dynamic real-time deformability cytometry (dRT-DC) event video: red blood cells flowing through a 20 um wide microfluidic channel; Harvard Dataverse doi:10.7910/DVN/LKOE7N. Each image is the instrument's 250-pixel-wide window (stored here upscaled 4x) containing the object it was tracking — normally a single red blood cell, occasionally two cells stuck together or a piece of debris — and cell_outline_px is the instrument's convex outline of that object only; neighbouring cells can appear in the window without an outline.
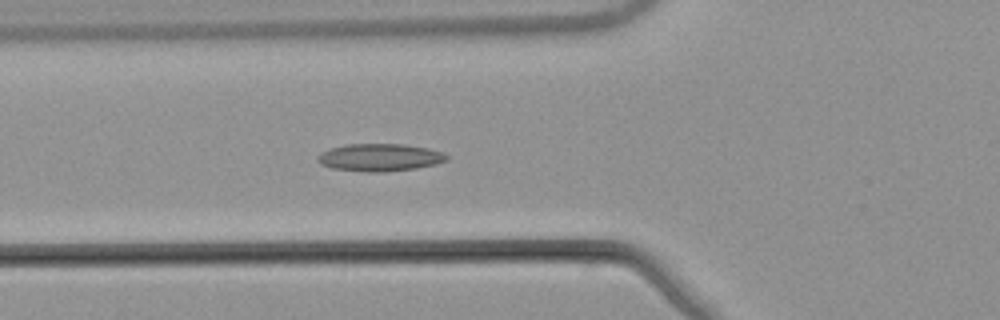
{"species": "common noctule bat (a hibernating species)", "species_latin": "Nyctalus noctula", "temperature_condition": "warm", "stored_images_in_passage": 38, "camera_frame_rate_fps": 3000, "um_per_image_px": 0.085, "animal": {"sex": "male", "body_mass_g": 21.5, "forearm_length_mm": 52.0}, "frame": {"image": 1, "passage_image": 12, "time_ms": 3.667, "image_size_px": [1000, 320], "cell_outline_px": [[448, 160], [436, 164], [416, 168], [384, 172], [368, 172], [332, 168], [320, 164], [316, 160], [316, 156], [320, 152], [328, 148], [344, 144], [404, 144], [428, 148], [444, 152], [448, 156]], "centroid_in_image_um": [32.25, 13.37], "position_along_channel_um": 93.5, "area_um2": 20.98}, "authors_computed_cell_mechanics": {"area_um2": 18.9584, "velocity_mm_per_s": 3.8517, "shape_relaxation_time_tau1_ms": null, "shape_relaxation_time_tau2_ms": 5.4804, "deformation_change_tau1": null, "deformation_change_tau2": 0.121}}